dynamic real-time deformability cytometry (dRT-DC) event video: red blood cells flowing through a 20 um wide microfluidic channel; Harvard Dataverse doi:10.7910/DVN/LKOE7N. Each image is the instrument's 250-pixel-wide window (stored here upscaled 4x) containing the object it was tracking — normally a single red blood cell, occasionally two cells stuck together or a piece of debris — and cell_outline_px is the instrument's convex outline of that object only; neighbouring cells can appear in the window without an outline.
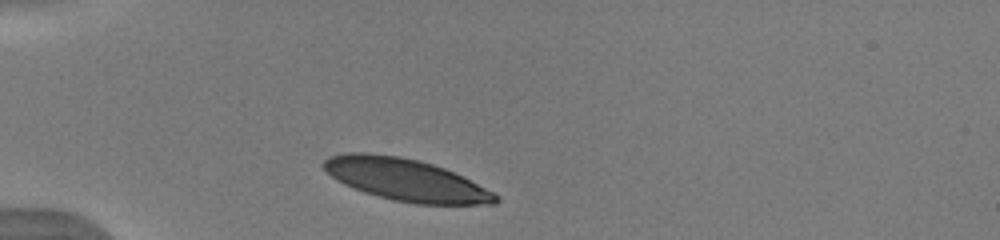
{"species": "human", "species_latin": "Homo sapiens", "temperature_condition": "warm", "stored_images_in_passage": 16, "camera_frame_rate_fps": 3000, "um_per_image_px": 0.085, "donor": {"sex": "male"}, "frame": {"image": 1, "passage_image": 1, "time_ms": 0.0, "image_size_px": [1000, 240], "cell_outline_px": [[500, 200], [496, 204], [416, 204], [396, 200], [364, 192], [344, 184], [336, 180], [320, 164], [328, 156], [344, 152], [368, 152], [400, 156], [432, 164], [444, 168], [500, 196]], "centroid_in_image_um": [34.43, 15.26], "position_along_channel_um": 50.6, "area_um2": 41.79}}
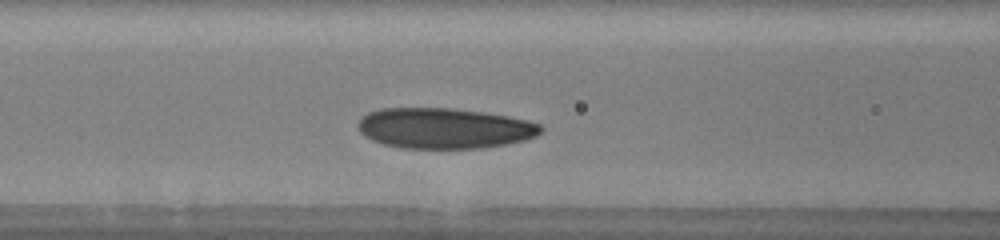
{"frame": {"image": 2, "passage_image": 7, "time_ms": 2.0, "image_size_px": [1000, 240], "cell_outline_px": [[544, 128], [536, 136], [524, 140], [504, 144], [480, 148], [404, 148], [384, 144], [372, 140], [364, 136], [360, 132], [356, 124], [368, 112], [380, 108], [452, 108], [484, 112], [508, 116], [528, 120], [540, 124]], "centroid_in_image_um": [37.75, 10.89], "position_along_channel_um": 128.8, "area_um2": 43.23}}
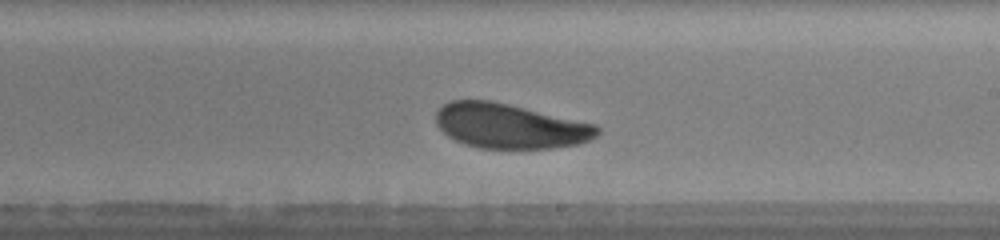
{"frame": {"image": 3, "passage_image": 16, "time_ms": 5.0, "image_size_px": [1000, 240], "cell_outline_px": [[600, 132], [596, 136], [580, 144], [552, 148], [480, 148], [464, 144], [448, 136], [436, 124], [436, 112], [444, 104], [452, 100], [492, 100], [596, 124], [600, 128]], "centroid_in_image_um": [43.35, 10.71], "position_along_channel_um": 245.6, "area_um2": 42.08}}